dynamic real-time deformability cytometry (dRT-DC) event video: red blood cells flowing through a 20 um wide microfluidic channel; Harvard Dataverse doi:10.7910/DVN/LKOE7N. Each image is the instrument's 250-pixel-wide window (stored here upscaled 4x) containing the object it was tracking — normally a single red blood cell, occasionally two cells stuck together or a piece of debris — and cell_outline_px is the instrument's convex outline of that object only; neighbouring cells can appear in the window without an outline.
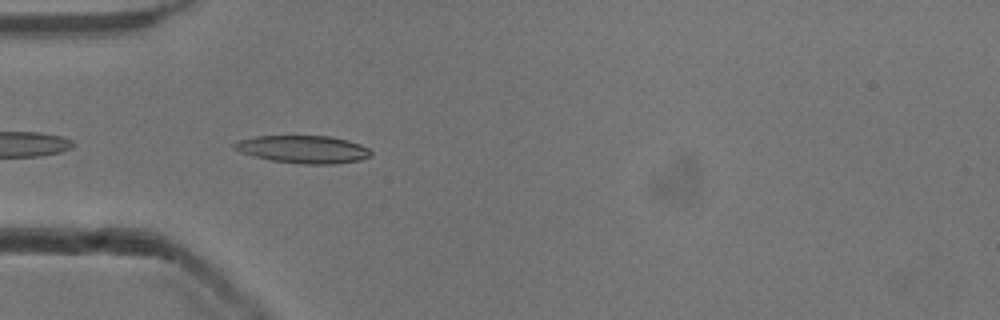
{"species": "common noctule bat (a hibernating species)", "species_latin": "Nyctalus noctula", "temperature_condition": "cold", "stored_images_in_passage": 25, "camera_frame_rate_fps": 3000, "um_per_image_px": 0.085, "animal": {"sex": "male", "body_mass_g": 13.3}, "frame": {"image": 1, "passage_image": 3, "time_ms": 0.667, "image_size_px": [1000, 320], "cell_outline_px": [[372, 156], [360, 160], [332, 164], [300, 164], [272, 160], [252, 156], [240, 152], [232, 148], [232, 144], [236, 140], [256, 136], [328, 136], [348, 140], [360, 144], [368, 148], [372, 152]], "centroid_in_image_um": [25.75, 12.69], "position_along_channel_um": 59.3, "area_um2": 22.2}}
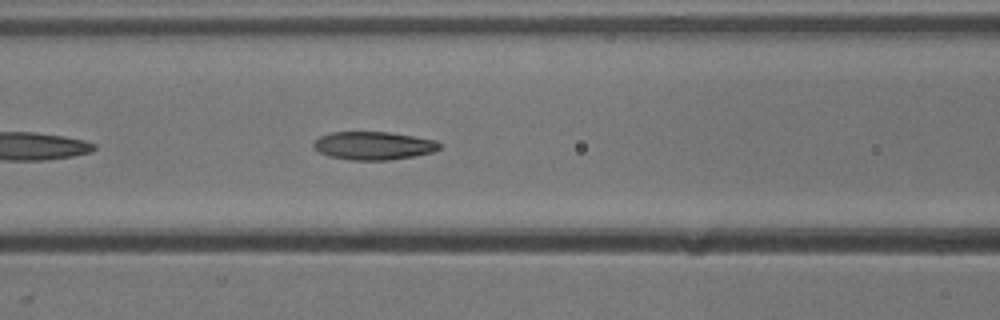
{"frame": {"image": 2, "passage_image": 9, "time_ms": 2.667, "image_size_px": [1000, 320], "cell_outline_px": [[440, 148], [432, 152], [416, 156], [388, 160], [348, 160], [328, 156], [312, 148], [312, 144], [320, 136], [332, 132], [388, 132], [436, 140], [440, 144]], "centroid_in_image_um": [31.72, 12.39], "position_along_channel_um": 134.9, "area_um2": 20.69}}
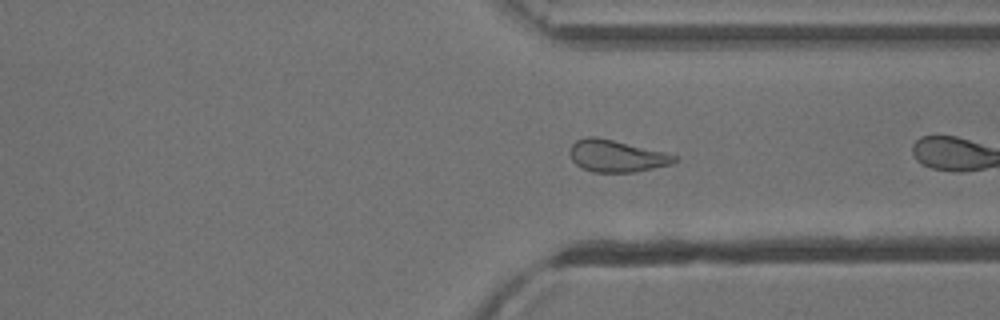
{"frame": {"image": 3, "passage_image": 24, "time_ms": 7.667, "image_size_px": [1000, 320], "cell_outline_px": [[680, 156], [672, 164], [636, 172], [592, 172], [576, 164], [572, 160], [568, 152], [568, 148], [576, 140], [588, 136], [596, 136], [664, 152]], "centroid_in_image_um": [52.38, 13.26], "position_along_channel_um": 359.0, "area_um2": 19.54}}